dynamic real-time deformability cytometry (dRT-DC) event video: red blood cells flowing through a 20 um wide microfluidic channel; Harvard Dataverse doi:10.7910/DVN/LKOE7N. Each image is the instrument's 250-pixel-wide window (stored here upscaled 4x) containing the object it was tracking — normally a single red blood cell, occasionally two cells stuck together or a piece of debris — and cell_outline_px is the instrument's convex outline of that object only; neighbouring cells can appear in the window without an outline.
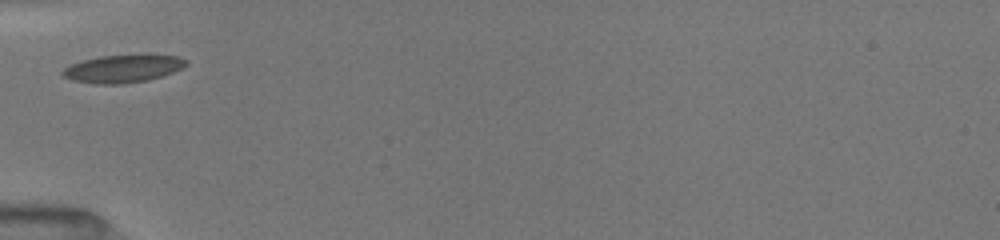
{"species": "common noctule bat (a hibernating species)", "species_latin": "Nyctalus noctula", "temperature_condition": "room temperature", "stored_images_in_passage": 6, "camera_frame_rate_fps": 3000, "um_per_image_px": 0.085, "animal": {"sex": "female", "body_mass_g": 19.5, "forearm_length_mm": 54.1}, "frame": {"image": 1, "passage_image": 1, "time_ms": 0.0, "image_size_px": [1000, 240], "cell_outline_px": [[188, 64], [172, 72], [148, 80], [124, 84], [96, 84], [72, 80], [64, 76], [60, 72], [64, 68], [72, 64], [84, 60], [100, 56], [180, 56], [188, 60]], "centroid_in_image_um": [10.42, 5.86], "position_along_channel_um": 74.6, "area_um2": 19.48}}